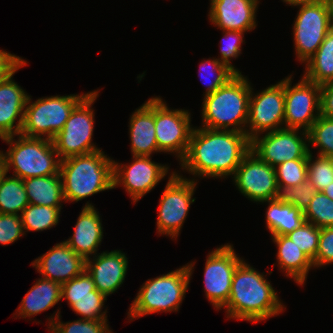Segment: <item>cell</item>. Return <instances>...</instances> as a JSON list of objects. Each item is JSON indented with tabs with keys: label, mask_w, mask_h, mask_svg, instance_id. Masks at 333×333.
I'll return each instance as SVG.
<instances>
[{
	"label": "cell",
	"mask_w": 333,
	"mask_h": 333,
	"mask_svg": "<svg viewBox=\"0 0 333 333\" xmlns=\"http://www.w3.org/2000/svg\"><path fill=\"white\" fill-rule=\"evenodd\" d=\"M193 263L146 281L129 308L131 320L155 312L178 311L192 274Z\"/></svg>",
	"instance_id": "obj_5"
},
{
	"label": "cell",
	"mask_w": 333,
	"mask_h": 333,
	"mask_svg": "<svg viewBox=\"0 0 333 333\" xmlns=\"http://www.w3.org/2000/svg\"><path fill=\"white\" fill-rule=\"evenodd\" d=\"M210 5V21L221 30L255 29L258 0H211Z\"/></svg>",
	"instance_id": "obj_19"
},
{
	"label": "cell",
	"mask_w": 333,
	"mask_h": 333,
	"mask_svg": "<svg viewBox=\"0 0 333 333\" xmlns=\"http://www.w3.org/2000/svg\"><path fill=\"white\" fill-rule=\"evenodd\" d=\"M134 162L128 166L119 165L114 161V188L123 184L133 202L138 201L151 191L168 172L167 166L151 161V156H133Z\"/></svg>",
	"instance_id": "obj_17"
},
{
	"label": "cell",
	"mask_w": 333,
	"mask_h": 333,
	"mask_svg": "<svg viewBox=\"0 0 333 333\" xmlns=\"http://www.w3.org/2000/svg\"><path fill=\"white\" fill-rule=\"evenodd\" d=\"M290 5L300 6L293 33L297 58L304 63L316 53L332 29L331 8L328 0L300 1Z\"/></svg>",
	"instance_id": "obj_8"
},
{
	"label": "cell",
	"mask_w": 333,
	"mask_h": 333,
	"mask_svg": "<svg viewBox=\"0 0 333 333\" xmlns=\"http://www.w3.org/2000/svg\"><path fill=\"white\" fill-rule=\"evenodd\" d=\"M312 159V154L309 149L307 180L317 191H322L333 182V162L331 157L322 155H318V158L315 161Z\"/></svg>",
	"instance_id": "obj_35"
},
{
	"label": "cell",
	"mask_w": 333,
	"mask_h": 333,
	"mask_svg": "<svg viewBox=\"0 0 333 333\" xmlns=\"http://www.w3.org/2000/svg\"><path fill=\"white\" fill-rule=\"evenodd\" d=\"M320 115L333 118V82L321 85Z\"/></svg>",
	"instance_id": "obj_45"
},
{
	"label": "cell",
	"mask_w": 333,
	"mask_h": 333,
	"mask_svg": "<svg viewBox=\"0 0 333 333\" xmlns=\"http://www.w3.org/2000/svg\"><path fill=\"white\" fill-rule=\"evenodd\" d=\"M6 175L0 181V213L19 215L29 205L25 186L19 177Z\"/></svg>",
	"instance_id": "obj_29"
},
{
	"label": "cell",
	"mask_w": 333,
	"mask_h": 333,
	"mask_svg": "<svg viewBox=\"0 0 333 333\" xmlns=\"http://www.w3.org/2000/svg\"><path fill=\"white\" fill-rule=\"evenodd\" d=\"M249 100V129L246 135L252 139L265 131L283 129L279 125L284 123L285 79L278 84L271 85L254 97L250 92Z\"/></svg>",
	"instance_id": "obj_15"
},
{
	"label": "cell",
	"mask_w": 333,
	"mask_h": 333,
	"mask_svg": "<svg viewBox=\"0 0 333 333\" xmlns=\"http://www.w3.org/2000/svg\"><path fill=\"white\" fill-rule=\"evenodd\" d=\"M223 34H225L223 36V38L225 39V46H223L222 42H221V62L223 64H226L227 66H229L230 68H232L237 74H241V72L237 69L234 68V66L231 64L230 62V58H237V56H239V54L241 53V43L244 42L243 41V34L244 32L241 31H234V30H224ZM223 40V39H222ZM221 40V41H222Z\"/></svg>",
	"instance_id": "obj_42"
},
{
	"label": "cell",
	"mask_w": 333,
	"mask_h": 333,
	"mask_svg": "<svg viewBox=\"0 0 333 333\" xmlns=\"http://www.w3.org/2000/svg\"><path fill=\"white\" fill-rule=\"evenodd\" d=\"M61 299V284L41 277L27 292L16 313L19 312V317H31L50 309Z\"/></svg>",
	"instance_id": "obj_25"
},
{
	"label": "cell",
	"mask_w": 333,
	"mask_h": 333,
	"mask_svg": "<svg viewBox=\"0 0 333 333\" xmlns=\"http://www.w3.org/2000/svg\"><path fill=\"white\" fill-rule=\"evenodd\" d=\"M320 89L304 77L291 87V77L285 78L284 128L310 130L320 116Z\"/></svg>",
	"instance_id": "obj_13"
},
{
	"label": "cell",
	"mask_w": 333,
	"mask_h": 333,
	"mask_svg": "<svg viewBox=\"0 0 333 333\" xmlns=\"http://www.w3.org/2000/svg\"><path fill=\"white\" fill-rule=\"evenodd\" d=\"M251 151L246 133L208 128L193 129L185 157L180 161L191 174L207 177L234 175Z\"/></svg>",
	"instance_id": "obj_1"
},
{
	"label": "cell",
	"mask_w": 333,
	"mask_h": 333,
	"mask_svg": "<svg viewBox=\"0 0 333 333\" xmlns=\"http://www.w3.org/2000/svg\"><path fill=\"white\" fill-rule=\"evenodd\" d=\"M238 190L251 201L276 199L278 183L275 168L250 151L234 173Z\"/></svg>",
	"instance_id": "obj_16"
},
{
	"label": "cell",
	"mask_w": 333,
	"mask_h": 333,
	"mask_svg": "<svg viewBox=\"0 0 333 333\" xmlns=\"http://www.w3.org/2000/svg\"><path fill=\"white\" fill-rule=\"evenodd\" d=\"M25 60L0 50V81L13 73Z\"/></svg>",
	"instance_id": "obj_44"
},
{
	"label": "cell",
	"mask_w": 333,
	"mask_h": 333,
	"mask_svg": "<svg viewBox=\"0 0 333 333\" xmlns=\"http://www.w3.org/2000/svg\"><path fill=\"white\" fill-rule=\"evenodd\" d=\"M32 264L43 278L61 285L81 274L86 268V260L65 242L56 244Z\"/></svg>",
	"instance_id": "obj_18"
},
{
	"label": "cell",
	"mask_w": 333,
	"mask_h": 333,
	"mask_svg": "<svg viewBox=\"0 0 333 333\" xmlns=\"http://www.w3.org/2000/svg\"><path fill=\"white\" fill-rule=\"evenodd\" d=\"M305 64L306 72L303 77L308 81L318 85L333 82V28Z\"/></svg>",
	"instance_id": "obj_28"
},
{
	"label": "cell",
	"mask_w": 333,
	"mask_h": 333,
	"mask_svg": "<svg viewBox=\"0 0 333 333\" xmlns=\"http://www.w3.org/2000/svg\"><path fill=\"white\" fill-rule=\"evenodd\" d=\"M13 138V136L2 138L11 146L4 154L6 172L14 167V176L22 180L60 174L61 159L58 158L52 140L44 137H26L21 134L18 141ZM54 156L57 157L56 160Z\"/></svg>",
	"instance_id": "obj_6"
},
{
	"label": "cell",
	"mask_w": 333,
	"mask_h": 333,
	"mask_svg": "<svg viewBox=\"0 0 333 333\" xmlns=\"http://www.w3.org/2000/svg\"><path fill=\"white\" fill-rule=\"evenodd\" d=\"M333 263V227L321 228L315 267Z\"/></svg>",
	"instance_id": "obj_43"
},
{
	"label": "cell",
	"mask_w": 333,
	"mask_h": 333,
	"mask_svg": "<svg viewBox=\"0 0 333 333\" xmlns=\"http://www.w3.org/2000/svg\"><path fill=\"white\" fill-rule=\"evenodd\" d=\"M300 1H315V0H283V2L288 3V5Z\"/></svg>",
	"instance_id": "obj_48"
},
{
	"label": "cell",
	"mask_w": 333,
	"mask_h": 333,
	"mask_svg": "<svg viewBox=\"0 0 333 333\" xmlns=\"http://www.w3.org/2000/svg\"><path fill=\"white\" fill-rule=\"evenodd\" d=\"M6 160L2 151H0V181L2 177L6 174Z\"/></svg>",
	"instance_id": "obj_46"
},
{
	"label": "cell",
	"mask_w": 333,
	"mask_h": 333,
	"mask_svg": "<svg viewBox=\"0 0 333 333\" xmlns=\"http://www.w3.org/2000/svg\"><path fill=\"white\" fill-rule=\"evenodd\" d=\"M98 96V90L89 92L74 107L63 129L52 139L61 160L86 155L100 149L92 144L94 113L90 108Z\"/></svg>",
	"instance_id": "obj_9"
},
{
	"label": "cell",
	"mask_w": 333,
	"mask_h": 333,
	"mask_svg": "<svg viewBox=\"0 0 333 333\" xmlns=\"http://www.w3.org/2000/svg\"><path fill=\"white\" fill-rule=\"evenodd\" d=\"M322 192L328 196L330 199L333 200V182H331V184H329L327 187H325Z\"/></svg>",
	"instance_id": "obj_47"
},
{
	"label": "cell",
	"mask_w": 333,
	"mask_h": 333,
	"mask_svg": "<svg viewBox=\"0 0 333 333\" xmlns=\"http://www.w3.org/2000/svg\"><path fill=\"white\" fill-rule=\"evenodd\" d=\"M308 159L285 161L275 167L278 186H298L307 180Z\"/></svg>",
	"instance_id": "obj_36"
},
{
	"label": "cell",
	"mask_w": 333,
	"mask_h": 333,
	"mask_svg": "<svg viewBox=\"0 0 333 333\" xmlns=\"http://www.w3.org/2000/svg\"><path fill=\"white\" fill-rule=\"evenodd\" d=\"M265 202L269 203L266 212V223L272 236L287 235L305 222L303 211L297 207L285 204L277 199Z\"/></svg>",
	"instance_id": "obj_27"
},
{
	"label": "cell",
	"mask_w": 333,
	"mask_h": 333,
	"mask_svg": "<svg viewBox=\"0 0 333 333\" xmlns=\"http://www.w3.org/2000/svg\"><path fill=\"white\" fill-rule=\"evenodd\" d=\"M76 314L82 315L87 320H107L106 311H102L103 303L107 299L97 289L94 290V297L65 298Z\"/></svg>",
	"instance_id": "obj_37"
},
{
	"label": "cell",
	"mask_w": 333,
	"mask_h": 333,
	"mask_svg": "<svg viewBox=\"0 0 333 333\" xmlns=\"http://www.w3.org/2000/svg\"><path fill=\"white\" fill-rule=\"evenodd\" d=\"M303 214L306 222L320 229L333 227V200L317 191Z\"/></svg>",
	"instance_id": "obj_31"
},
{
	"label": "cell",
	"mask_w": 333,
	"mask_h": 333,
	"mask_svg": "<svg viewBox=\"0 0 333 333\" xmlns=\"http://www.w3.org/2000/svg\"><path fill=\"white\" fill-rule=\"evenodd\" d=\"M29 204L61 207L63 183L60 174L23 179Z\"/></svg>",
	"instance_id": "obj_26"
},
{
	"label": "cell",
	"mask_w": 333,
	"mask_h": 333,
	"mask_svg": "<svg viewBox=\"0 0 333 333\" xmlns=\"http://www.w3.org/2000/svg\"><path fill=\"white\" fill-rule=\"evenodd\" d=\"M26 64L24 61L7 78L0 81V138L19 135L21 132L26 101L29 95L12 80L16 71ZM18 123L14 126L16 119Z\"/></svg>",
	"instance_id": "obj_21"
},
{
	"label": "cell",
	"mask_w": 333,
	"mask_h": 333,
	"mask_svg": "<svg viewBox=\"0 0 333 333\" xmlns=\"http://www.w3.org/2000/svg\"><path fill=\"white\" fill-rule=\"evenodd\" d=\"M95 284L86 269L61 285V298L94 297Z\"/></svg>",
	"instance_id": "obj_39"
},
{
	"label": "cell",
	"mask_w": 333,
	"mask_h": 333,
	"mask_svg": "<svg viewBox=\"0 0 333 333\" xmlns=\"http://www.w3.org/2000/svg\"><path fill=\"white\" fill-rule=\"evenodd\" d=\"M86 95H57L40 98L34 103H30L31 98L28 96L20 134L36 138L46 135L45 138L52 140L63 129L74 107Z\"/></svg>",
	"instance_id": "obj_7"
},
{
	"label": "cell",
	"mask_w": 333,
	"mask_h": 333,
	"mask_svg": "<svg viewBox=\"0 0 333 333\" xmlns=\"http://www.w3.org/2000/svg\"><path fill=\"white\" fill-rule=\"evenodd\" d=\"M61 207L29 204L20 214L23 230L43 231L57 225Z\"/></svg>",
	"instance_id": "obj_30"
},
{
	"label": "cell",
	"mask_w": 333,
	"mask_h": 333,
	"mask_svg": "<svg viewBox=\"0 0 333 333\" xmlns=\"http://www.w3.org/2000/svg\"><path fill=\"white\" fill-rule=\"evenodd\" d=\"M172 173L159 203L157 218L158 233L176 238L187 216L190 204L195 201L192 196L196 182Z\"/></svg>",
	"instance_id": "obj_10"
},
{
	"label": "cell",
	"mask_w": 333,
	"mask_h": 333,
	"mask_svg": "<svg viewBox=\"0 0 333 333\" xmlns=\"http://www.w3.org/2000/svg\"><path fill=\"white\" fill-rule=\"evenodd\" d=\"M207 66H209V69H212L211 72H213L217 75H216L214 81H212L208 84L207 90L205 92V96L214 93L217 89L226 85L232 78H234L237 75V73L232 68H230L226 64H223L219 58L213 59V60L209 59V60H206L205 62H202L201 66H200V70L205 71ZM206 73H207L206 75L208 76V74L210 72L209 73L206 72ZM210 75L211 74H209V76ZM207 76H205L204 78H207Z\"/></svg>",
	"instance_id": "obj_40"
},
{
	"label": "cell",
	"mask_w": 333,
	"mask_h": 333,
	"mask_svg": "<svg viewBox=\"0 0 333 333\" xmlns=\"http://www.w3.org/2000/svg\"><path fill=\"white\" fill-rule=\"evenodd\" d=\"M316 193V188L306 180L298 186H278L276 199L304 212Z\"/></svg>",
	"instance_id": "obj_34"
},
{
	"label": "cell",
	"mask_w": 333,
	"mask_h": 333,
	"mask_svg": "<svg viewBox=\"0 0 333 333\" xmlns=\"http://www.w3.org/2000/svg\"><path fill=\"white\" fill-rule=\"evenodd\" d=\"M298 131L283 128L270 131L261 138L256 135L251 139V151L274 168L285 161L308 159V132L303 131V139L298 136Z\"/></svg>",
	"instance_id": "obj_12"
},
{
	"label": "cell",
	"mask_w": 333,
	"mask_h": 333,
	"mask_svg": "<svg viewBox=\"0 0 333 333\" xmlns=\"http://www.w3.org/2000/svg\"><path fill=\"white\" fill-rule=\"evenodd\" d=\"M308 143L320 148L318 155L333 156V118L320 115L308 131Z\"/></svg>",
	"instance_id": "obj_32"
},
{
	"label": "cell",
	"mask_w": 333,
	"mask_h": 333,
	"mask_svg": "<svg viewBox=\"0 0 333 333\" xmlns=\"http://www.w3.org/2000/svg\"><path fill=\"white\" fill-rule=\"evenodd\" d=\"M113 165L101 150L61 160L60 175L67 201H79L101 191L114 188Z\"/></svg>",
	"instance_id": "obj_3"
},
{
	"label": "cell",
	"mask_w": 333,
	"mask_h": 333,
	"mask_svg": "<svg viewBox=\"0 0 333 333\" xmlns=\"http://www.w3.org/2000/svg\"><path fill=\"white\" fill-rule=\"evenodd\" d=\"M94 258V262L90 257L86 259L85 269L91 275L95 288L107 297L124 282L128 260L119 250L103 252Z\"/></svg>",
	"instance_id": "obj_20"
},
{
	"label": "cell",
	"mask_w": 333,
	"mask_h": 333,
	"mask_svg": "<svg viewBox=\"0 0 333 333\" xmlns=\"http://www.w3.org/2000/svg\"><path fill=\"white\" fill-rule=\"evenodd\" d=\"M129 124L133 156H150L160 151L155 135V97L132 114Z\"/></svg>",
	"instance_id": "obj_22"
},
{
	"label": "cell",
	"mask_w": 333,
	"mask_h": 333,
	"mask_svg": "<svg viewBox=\"0 0 333 333\" xmlns=\"http://www.w3.org/2000/svg\"><path fill=\"white\" fill-rule=\"evenodd\" d=\"M242 261L229 244L216 248L207 256L204 270L205 292L216 309L227 304L233 274Z\"/></svg>",
	"instance_id": "obj_14"
},
{
	"label": "cell",
	"mask_w": 333,
	"mask_h": 333,
	"mask_svg": "<svg viewBox=\"0 0 333 333\" xmlns=\"http://www.w3.org/2000/svg\"><path fill=\"white\" fill-rule=\"evenodd\" d=\"M59 312L56 317L52 316V321L50 320V330L52 333H112L109 330V326L106 323L107 320H87L80 318L79 320H75L73 322L62 323L59 318ZM58 321V322H57Z\"/></svg>",
	"instance_id": "obj_33"
},
{
	"label": "cell",
	"mask_w": 333,
	"mask_h": 333,
	"mask_svg": "<svg viewBox=\"0 0 333 333\" xmlns=\"http://www.w3.org/2000/svg\"><path fill=\"white\" fill-rule=\"evenodd\" d=\"M278 247L277 260L280 269L285 270L296 283L304 284L313 261L287 235L272 236Z\"/></svg>",
	"instance_id": "obj_24"
},
{
	"label": "cell",
	"mask_w": 333,
	"mask_h": 333,
	"mask_svg": "<svg viewBox=\"0 0 333 333\" xmlns=\"http://www.w3.org/2000/svg\"><path fill=\"white\" fill-rule=\"evenodd\" d=\"M263 276V273L255 271L244 261L237 266L232 278L229 300L224 306L228 318L255 323L283 311L284 305Z\"/></svg>",
	"instance_id": "obj_2"
},
{
	"label": "cell",
	"mask_w": 333,
	"mask_h": 333,
	"mask_svg": "<svg viewBox=\"0 0 333 333\" xmlns=\"http://www.w3.org/2000/svg\"><path fill=\"white\" fill-rule=\"evenodd\" d=\"M74 234L64 241L75 253L85 260L95 255L103 236V227L98 212L90 203H86L74 228Z\"/></svg>",
	"instance_id": "obj_23"
},
{
	"label": "cell",
	"mask_w": 333,
	"mask_h": 333,
	"mask_svg": "<svg viewBox=\"0 0 333 333\" xmlns=\"http://www.w3.org/2000/svg\"><path fill=\"white\" fill-rule=\"evenodd\" d=\"M251 90L247 78L237 74L214 93L204 96L203 127L229 130V126H234L233 131L246 133L247 129L243 128L248 122Z\"/></svg>",
	"instance_id": "obj_4"
},
{
	"label": "cell",
	"mask_w": 333,
	"mask_h": 333,
	"mask_svg": "<svg viewBox=\"0 0 333 333\" xmlns=\"http://www.w3.org/2000/svg\"><path fill=\"white\" fill-rule=\"evenodd\" d=\"M287 236L313 261L319 246L320 228L312 223L304 222L299 228Z\"/></svg>",
	"instance_id": "obj_38"
},
{
	"label": "cell",
	"mask_w": 333,
	"mask_h": 333,
	"mask_svg": "<svg viewBox=\"0 0 333 333\" xmlns=\"http://www.w3.org/2000/svg\"><path fill=\"white\" fill-rule=\"evenodd\" d=\"M24 233L20 215L0 213V244L14 243Z\"/></svg>",
	"instance_id": "obj_41"
},
{
	"label": "cell",
	"mask_w": 333,
	"mask_h": 333,
	"mask_svg": "<svg viewBox=\"0 0 333 333\" xmlns=\"http://www.w3.org/2000/svg\"><path fill=\"white\" fill-rule=\"evenodd\" d=\"M190 113L186 110H170L161 98L155 97V135L160 152L185 157L194 128L190 126Z\"/></svg>",
	"instance_id": "obj_11"
},
{
	"label": "cell",
	"mask_w": 333,
	"mask_h": 333,
	"mask_svg": "<svg viewBox=\"0 0 333 333\" xmlns=\"http://www.w3.org/2000/svg\"><path fill=\"white\" fill-rule=\"evenodd\" d=\"M331 8V20H332V28H333V0H328Z\"/></svg>",
	"instance_id": "obj_49"
}]
</instances>
